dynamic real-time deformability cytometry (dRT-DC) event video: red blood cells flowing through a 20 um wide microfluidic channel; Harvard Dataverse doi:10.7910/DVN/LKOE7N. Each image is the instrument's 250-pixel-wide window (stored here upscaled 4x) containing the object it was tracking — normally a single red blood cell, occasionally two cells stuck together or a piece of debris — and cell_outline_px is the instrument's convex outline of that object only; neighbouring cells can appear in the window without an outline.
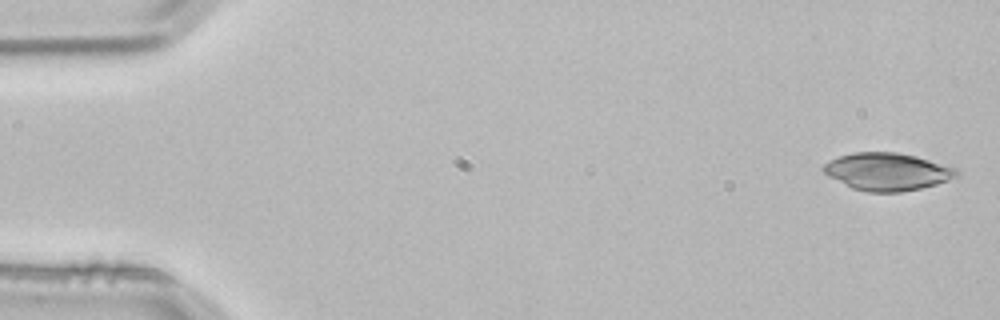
{"species": "common noctule bat (a hibernating species)", "species_latin": "Nyctalus noctula", "temperature_condition": "room temperature", "stored_images_in_passage": 3, "segment_of_instrument_passage": [2, 2], "camera_frame_rate_fps": 3000, "um_per_image_px": 0.085, "animal": {"sex": "male", "body_mass_g": 21.5, "forearm_length_mm": 52.0}, "frame": {"image": 1, "passage_image": 3, "time_ms": 0.667, "image_size_px": [1000, 320], "cell_outline_px": [[960, 172], [956, 176], [936, 184], [920, 188], [900, 192], [868, 192], [852, 188], [828, 176], [820, 168], [824, 164], [840, 156], [852, 152], [896, 152], [916, 156], [956, 168]], "centroid_in_image_um": [75.39, 14.59], "position_along_channel_um": 9.6, "area_um2": 28.9}}